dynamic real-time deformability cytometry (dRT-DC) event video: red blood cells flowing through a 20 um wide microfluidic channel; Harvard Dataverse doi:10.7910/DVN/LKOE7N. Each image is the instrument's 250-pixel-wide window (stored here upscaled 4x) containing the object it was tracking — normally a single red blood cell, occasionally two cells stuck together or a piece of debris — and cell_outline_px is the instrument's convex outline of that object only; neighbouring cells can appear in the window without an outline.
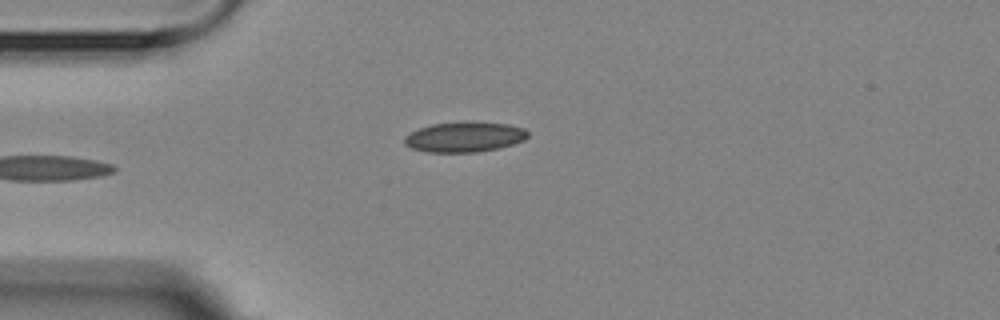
{"species": "Egyptian fruit bat (a non-hibernating species)", "species_latin": "Rousettus aegyptiacus", "temperature_condition": "room temperature", "stored_images_in_passage": 4, "camera_frame_rate_fps": 3000, "um_per_image_px": 0.085, "animal": {"sex": "female"}, "frame": {"image": 1, "passage_image": 4, "time_ms": 3.667, "image_size_px": [1000, 320], "cell_outline_px": [[528, 136], [524, 140], [500, 148], [476, 152], [428, 152], [412, 148], [404, 144], [404, 136], [420, 128], [432, 124], [464, 120], [476, 120], [508, 124], [524, 128], [528, 132]], "centroid_in_image_um": [39.5, 11.61], "position_along_channel_um": 45.5, "area_um2": 22.14}}